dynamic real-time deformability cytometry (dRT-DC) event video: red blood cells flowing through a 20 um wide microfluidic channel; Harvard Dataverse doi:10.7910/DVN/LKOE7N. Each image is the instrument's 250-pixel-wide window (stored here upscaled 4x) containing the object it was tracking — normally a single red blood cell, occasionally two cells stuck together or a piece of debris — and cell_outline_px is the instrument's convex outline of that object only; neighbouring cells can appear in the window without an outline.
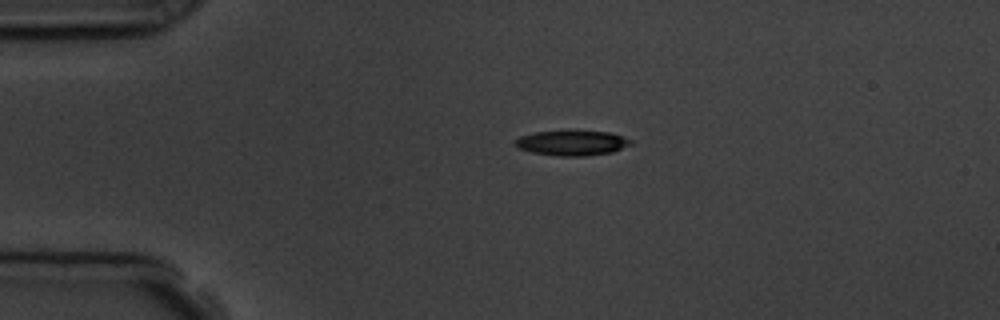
{"species": "common noctule bat (a hibernating species)", "species_latin": "Nyctalus noctula", "temperature_condition": "room temperature", "stored_images_in_passage": 2, "camera_frame_rate_fps": 3000, "um_per_image_px": 0.085, "animal": {"sex": "male", "body_mass_g": 19.5, "forearm_length_mm": 54.6}, "frame": {"image": 1, "passage_image": 1, "time_ms": 0.0, "image_size_px": [1000, 320], "cell_outline_px": [[632, 144], [612, 152], [584, 156], [556, 156], [532, 152], [516, 148], [516, 140], [520, 136], [536, 132], [564, 128], [572, 128], [608, 132], [624, 136], [632, 140]], "centroid_in_image_um": [48.63, 12.1], "position_along_channel_um": 36.4, "area_um2": 17.69}}